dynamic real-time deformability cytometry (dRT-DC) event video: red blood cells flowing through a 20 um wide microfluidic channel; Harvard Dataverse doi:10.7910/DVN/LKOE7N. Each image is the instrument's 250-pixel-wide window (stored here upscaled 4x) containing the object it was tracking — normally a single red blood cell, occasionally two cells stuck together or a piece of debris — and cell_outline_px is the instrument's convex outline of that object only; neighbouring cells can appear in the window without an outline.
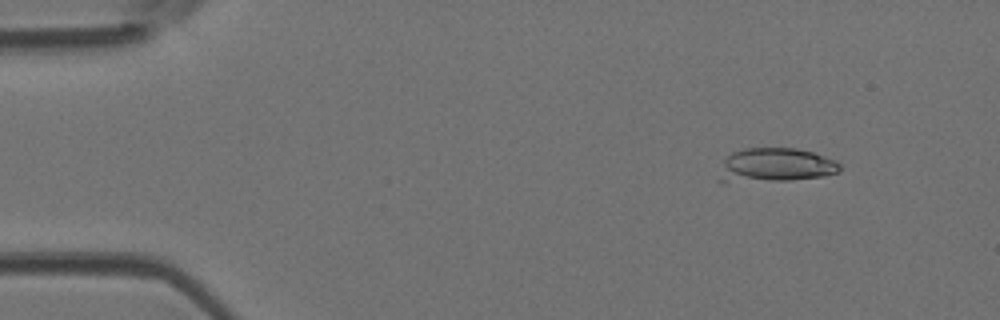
{"species": "Egyptian fruit bat (a non-hibernating species)", "species_latin": "Rousettus aegyptiacus", "temperature_condition": "room temperature", "stored_images_in_passage": 5, "camera_frame_rate_fps": 3000, "um_per_image_px": 0.085, "animal": {"sex": "female"}, "frame": {"image": 1, "passage_image": 2, "time_ms": 0.333, "image_size_px": [1000, 320], "cell_outline_px": [[840, 172], [824, 176], [788, 180], [724, 184], [716, 180], [724, 160], [732, 152], [744, 148], [796, 148], [812, 152], [836, 160], [840, 164]], "centroid_in_image_um": [65.84, 14.07], "position_along_channel_um": 19.2, "area_um2": 24.57}}